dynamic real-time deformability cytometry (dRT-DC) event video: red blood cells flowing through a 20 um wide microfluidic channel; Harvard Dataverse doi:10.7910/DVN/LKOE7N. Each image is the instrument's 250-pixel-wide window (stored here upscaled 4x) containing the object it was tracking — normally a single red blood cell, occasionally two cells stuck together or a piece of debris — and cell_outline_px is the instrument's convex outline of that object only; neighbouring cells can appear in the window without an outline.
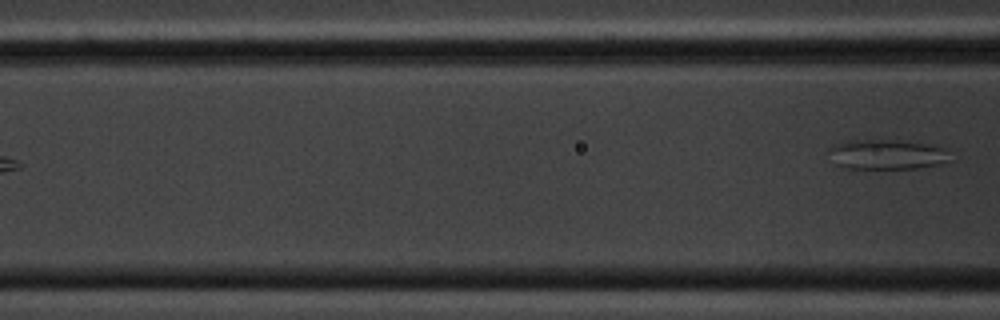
{"species": "common noctule bat (a hibernating species)", "species_latin": "Nyctalus noctula", "temperature_condition": "cold", "stored_images_in_passage": 7, "segment_of_instrument_passage": [2, 2], "camera_frame_rate_fps": 3000, "um_per_image_px": 0.085, "animal": {"sex": "male", "body_mass_g": 20.1, "forearm_length_mm": 53.5}, "frame": {"image": 1, "passage_image": 7, "time_ms": 8.0, "image_size_px": [1000, 320], "cell_outline_px": [[944, 160], [940, 164], [916, 168], [844, 168], [836, 164], [828, 148], [836, 144], [848, 140], [896, 140], [924, 144], [944, 148]], "centroid_in_image_um": [75.27, 13.12], "position_along_channel_um": 91.3, "area_um2": 20.35}}